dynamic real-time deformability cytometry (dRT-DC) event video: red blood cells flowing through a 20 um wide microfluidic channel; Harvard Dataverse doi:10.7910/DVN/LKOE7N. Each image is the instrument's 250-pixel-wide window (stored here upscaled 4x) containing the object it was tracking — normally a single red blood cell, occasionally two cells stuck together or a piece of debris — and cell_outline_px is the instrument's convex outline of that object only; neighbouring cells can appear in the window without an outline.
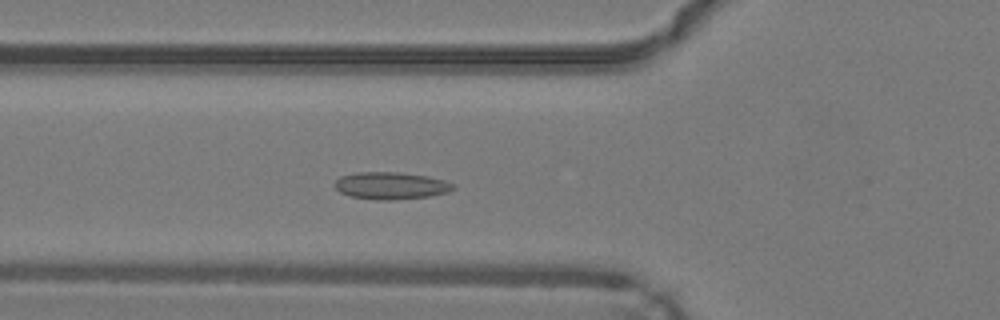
{"species": "common noctule bat (a hibernating species)", "species_latin": "Nyctalus noctula", "temperature_condition": "warm", "stored_images_in_passage": 44, "camera_frame_rate_fps": 3000, "um_per_image_px": 0.085, "animal": {"sex": "male", "body_mass_g": 19.2, "forearm_length_mm": 51.8}, "frame": {"image": 1, "passage_image": 13, "time_ms": 4.0, "image_size_px": [1000, 320], "cell_outline_px": [[456, 188], [448, 192], [428, 196], [396, 200], [376, 200], [348, 196], [340, 192], [332, 184], [340, 176], [356, 172], [400, 172], [428, 176], [444, 180], [452, 184]], "centroid_in_image_um": [33.19, 15.78], "position_along_channel_um": 92.6, "area_um2": 18.96}}
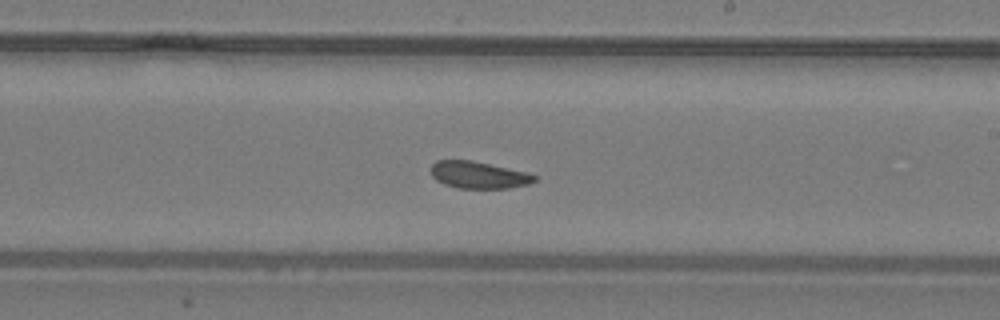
{"frame": {"image": 2, "passage_image": 24, "time_ms": 7.667, "image_size_px": [1000, 320], "cell_outline_px": [[536, 180], [528, 184], [508, 188], [456, 188], [444, 184], [436, 180], [432, 176], [432, 164], [436, 160], [472, 160], [528, 172], [536, 176]], "centroid_in_image_um": [40.68, 14.87], "position_along_channel_um": 248.3, "area_um2": 16.3}}
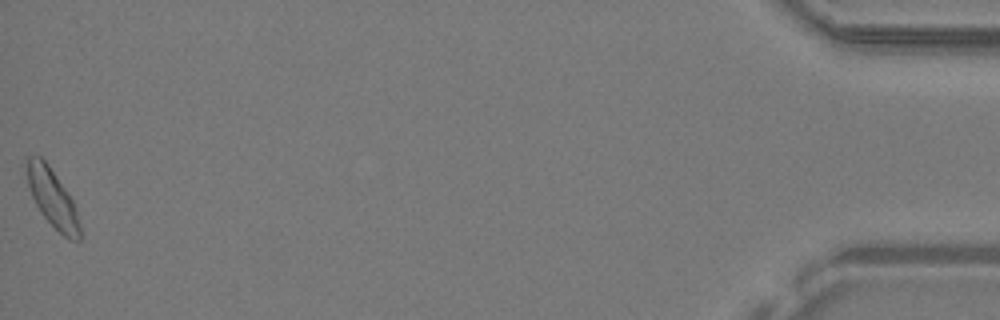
{"frame": {"image": 3, "passage_image": 44, "time_ms": 14.333, "image_size_px": [1000, 320], "cell_outline_px": [[80, 240], [68, 240], [40, 212], [32, 196], [28, 184], [28, 156], [40, 156], [48, 164], [72, 200], [76, 208], [80, 224]], "centroid_in_image_um": [4.49, 16.88], "position_along_channel_um": 430.7, "area_um2": 17.34}, "authors_computed_cell_mechanics": {"area_um2": 17.2533, "velocity_mm_per_s": 4.2383, "shape_relaxation_time_tau1_ms": 4.5925, "shape_relaxation_time_tau2_ms": 3.0915, "deformation_change_tau1": 0.0924, "deformation_change_tau2": 0.105}}